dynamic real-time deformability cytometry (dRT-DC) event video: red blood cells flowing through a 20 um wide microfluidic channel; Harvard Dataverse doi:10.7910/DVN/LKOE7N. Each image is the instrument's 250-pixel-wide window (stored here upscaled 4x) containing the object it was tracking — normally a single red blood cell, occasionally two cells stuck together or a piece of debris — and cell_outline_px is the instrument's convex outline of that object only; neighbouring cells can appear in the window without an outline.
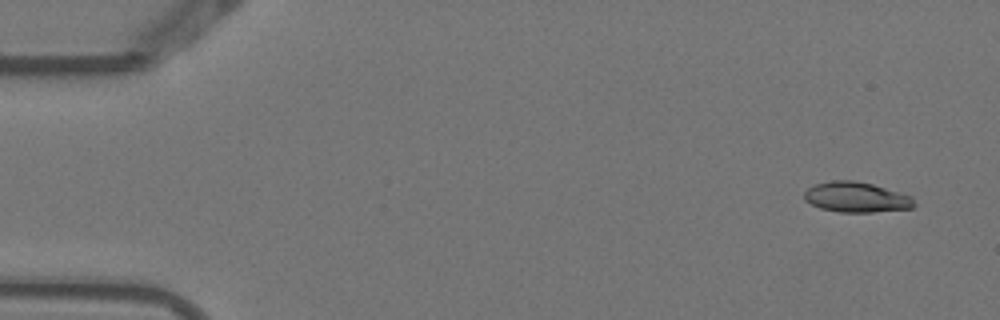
{"species": "Egyptian fruit bat (a non-hibernating species)", "species_latin": "Rousettus aegyptiacus", "temperature_condition": "warm", "stored_images_in_passage": 6, "camera_frame_rate_fps": 3000, "um_per_image_px": 0.085, "animal": {"sex": "female"}, "frame": {"image": 1, "passage_image": 1, "time_ms": 0.0, "image_size_px": [1000, 320], "cell_outline_px": [[916, 204], [912, 208], [872, 212], [840, 212], [820, 208], [804, 200], [804, 192], [808, 188], [816, 184], [832, 180], [852, 180], [872, 184], [912, 196]], "centroid_in_image_um": [72.78, 16.76], "position_along_channel_um": 12.2, "area_um2": 19.31}}
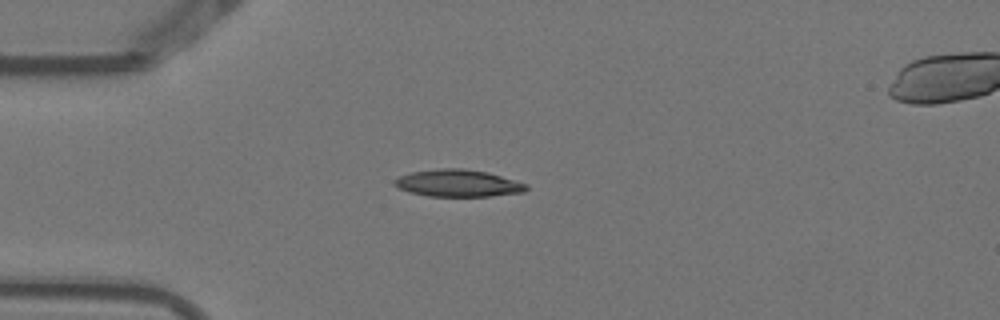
{"frame": {"image": 2, "passage_image": 4, "time_ms": 1.0, "image_size_px": [1000, 320], "cell_outline_px": [[528, 188], [524, 192], [492, 196], [428, 196], [408, 192], [392, 184], [392, 180], [400, 176], [412, 172], [440, 168], [464, 168], [488, 172], [528, 184]], "centroid_in_image_um": [38.93, 15.57], "position_along_channel_um": 46.1, "area_um2": 20.92}}
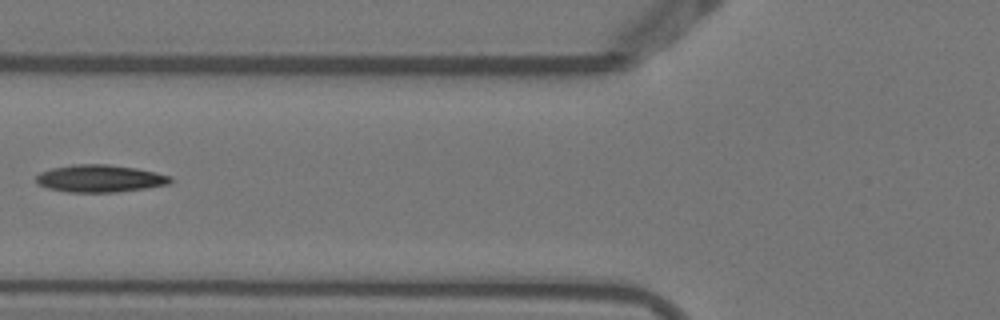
{"frame": {"image": 3, "passage_image": 6, "time_ms": 1.667, "image_size_px": [1000, 320], "cell_outline_px": [[172, 180], [168, 184], [144, 188], [116, 192], [68, 192], [48, 188], [36, 184], [36, 176], [40, 172], [52, 168], [72, 164], [108, 164], [136, 168], [156, 172], [172, 176]], "centroid_in_image_um": [8.47, 15.16], "position_along_channel_um": 117.3, "area_um2": 21.44}}